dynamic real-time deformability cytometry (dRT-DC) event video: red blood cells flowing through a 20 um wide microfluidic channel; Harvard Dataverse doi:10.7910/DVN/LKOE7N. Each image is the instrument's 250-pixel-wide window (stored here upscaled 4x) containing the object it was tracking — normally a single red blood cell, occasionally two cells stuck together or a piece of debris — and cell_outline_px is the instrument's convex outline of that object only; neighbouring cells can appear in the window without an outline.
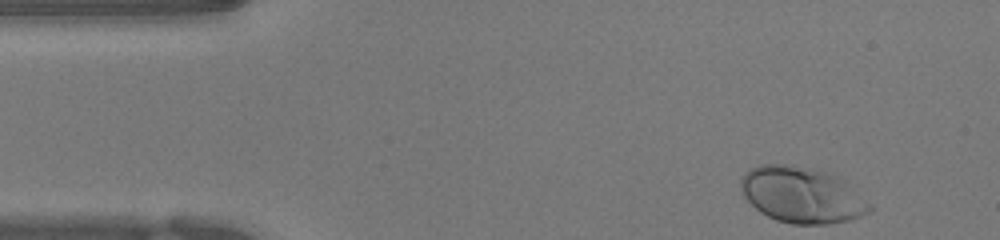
{"species": "human", "species_latin": "Homo sapiens", "temperature_condition": "warm", "stored_images_in_passage": 47, "camera_frame_rate_fps": 3000, "um_per_image_px": 0.085, "donor": {"sex": "female"}, "frame": {"image": 1, "passage_image": 1, "time_ms": 0.0, "image_size_px": [1000, 240], "cell_outline_px": [[876, 208], [872, 212], [852, 220], [828, 224], [792, 224], [776, 220], [760, 212], [740, 192], [740, 180], [744, 172], [760, 164], [792, 164], [828, 172], [844, 180], [872, 204]], "centroid_in_image_um": [68.2, 16.57], "position_along_channel_um": 16.8, "area_um2": 42.6}}
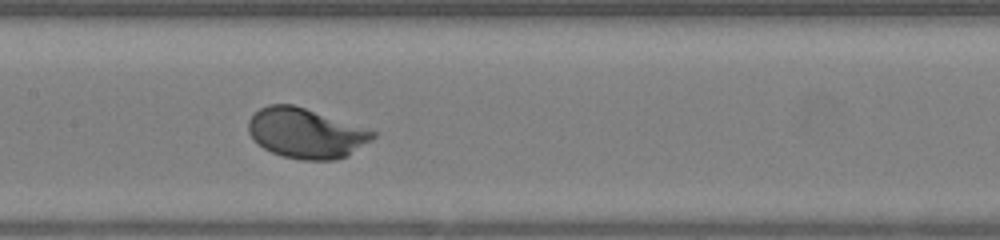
{"frame": {"image": 2, "passage_image": 20, "time_ms": 6.333, "image_size_px": [1000, 240], "cell_outline_px": [[376, 136], [372, 140], [348, 156], [336, 160], [300, 160], [284, 156], [272, 152], [264, 148], [248, 132], [248, 120], [260, 108], [268, 104], [292, 104], [376, 132]], "centroid_in_image_um": [26.0, 11.34], "position_along_channel_um": 181.4, "area_um2": 35.78}}
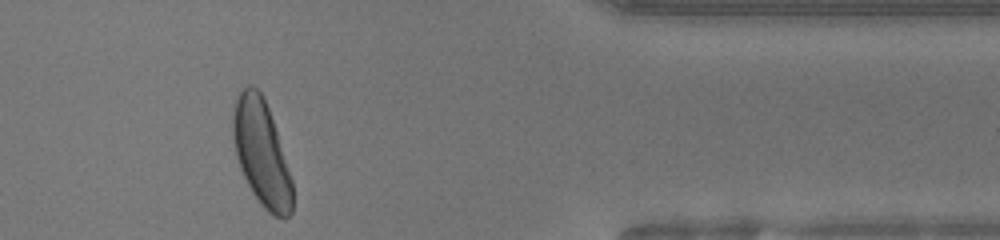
{"frame": {"image": 3, "passage_image": 38, "time_ms": 12.333, "image_size_px": [1000, 240], "cell_outline_px": [[292, 212], [284, 220], [272, 216], [260, 204], [252, 192], [240, 168], [236, 156], [232, 136], [232, 116], [236, 100], [240, 92], [248, 84], [252, 84], [264, 96], [292, 180]], "centroid_in_image_um": [22.21, 13.03], "position_along_channel_um": 389.2, "area_um2": 36.41}, "authors_computed_cell_mechanics": {"area_um2": 35.7782, "velocity_mm_per_s": 3.9334, "shape_relaxation_time_tau1_ms": 1.7471, "shape_relaxation_time_tau2_ms": null, "deformation_change_tau1": 0.1414, "deformation_change_tau2": null}}